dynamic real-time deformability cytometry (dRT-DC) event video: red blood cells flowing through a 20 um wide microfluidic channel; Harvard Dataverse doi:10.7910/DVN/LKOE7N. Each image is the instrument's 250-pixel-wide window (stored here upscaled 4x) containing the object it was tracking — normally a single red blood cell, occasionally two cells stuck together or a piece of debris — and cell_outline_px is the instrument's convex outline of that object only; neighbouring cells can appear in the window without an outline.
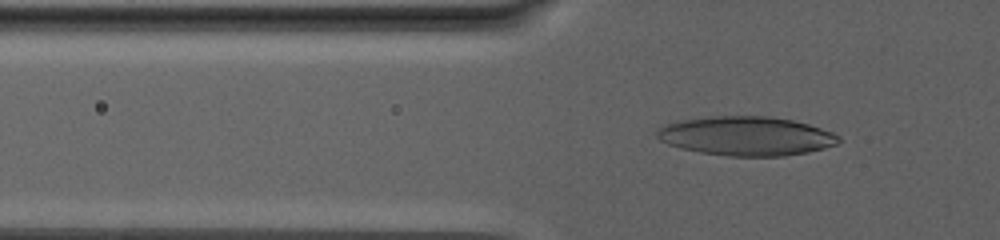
{"species": "human", "species_latin": "Homo sapiens", "temperature_condition": "warm", "stored_images_in_passage": 88, "camera_frame_rate_fps": 3000, "um_per_image_px": 0.085, "donor": {"sex": "male"}, "frame": {"image": 1, "passage_image": 33, "time_ms": 10.667, "image_size_px": [1000, 240], "cell_outline_px": [[840, 140], [836, 144], [824, 148], [808, 152], [784, 156], [728, 156], [700, 152], [680, 148], [668, 144], [660, 140], [656, 136], [656, 128], [664, 124], [676, 120], [712, 116], [768, 116], [792, 120], [808, 124], [832, 132], [840, 136]], "centroid_in_image_um": [63.38, 11.56], "position_along_channel_um": 62.4, "area_um2": 41.62}}
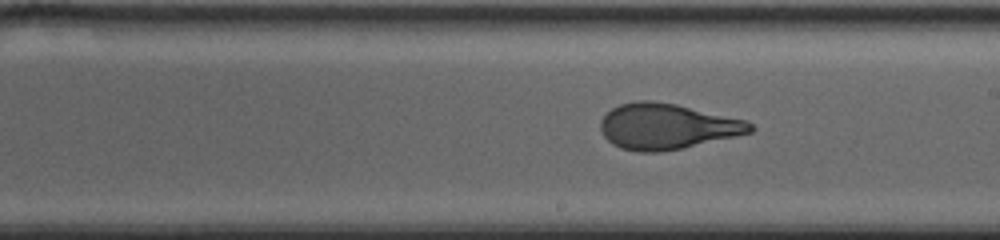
{"frame": {"image": 2, "passage_image": 55, "time_ms": 18.0, "image_size_px": [1000, 240], "cell_outline_px": [[756, 128], [752, 132], [736, 136], [680, 148], [660, 152], [636, 152], [620, 148], [612, 144], [604, 136], [600, 128], [600, 120], [612, 108], [620, 104], [636, 100], [652, 100], [676, 104], [748, 120]], "centroid_in_image_um": [56.69, 10.74], "position_along_channel_um": 232.3, "area_um2": 39.94}}
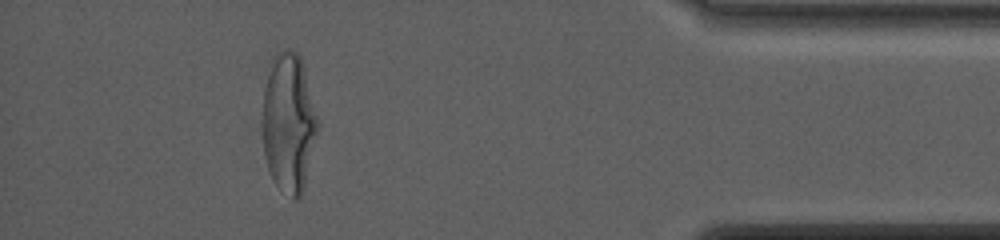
{"frame": {"image": 3, "passage_image": 81, "time_ms": 26.667, "image_size_px": [1000, 240], "cell_outline_px": [[320, 128], [304, 188], [300, 196], [296, 200], [292, 200], [272, 180], [264, 156], [264, 88], [272, 56], [276, 52], [284, 48], [288, 48], [296, 52], [300, 56], [304, 68], [320, 124]], "centroid_in_image_um": [24.57, 10.45], "position_along_channel_um": 410.6, "area_um2": 45.14}, "authors_computed_cell_mechanics": {"area_um2": 41.7605, "velocity_mm_per_s": 2.495, "shape_relaxation_time_tau1_ms": 10.8403, "shape_relaxation_time_tau2_ms": 1.2139, "deformation_change_tau1": 0.3118, "deformation_change_tau2": 0.0758}}